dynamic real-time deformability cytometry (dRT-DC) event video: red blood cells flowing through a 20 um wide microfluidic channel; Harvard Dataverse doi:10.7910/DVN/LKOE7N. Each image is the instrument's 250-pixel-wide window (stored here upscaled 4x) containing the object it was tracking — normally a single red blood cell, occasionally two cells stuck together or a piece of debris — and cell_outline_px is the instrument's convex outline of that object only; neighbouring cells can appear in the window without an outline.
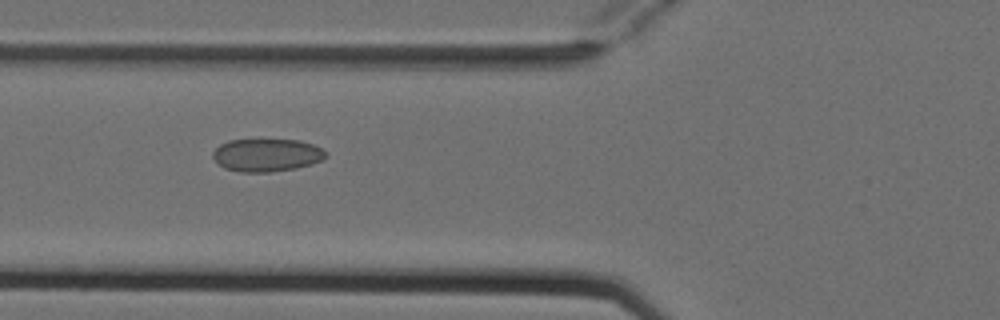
{"species": "Egyptian fruit bat (a non-hibernating species)", "species_latin": "Rousettus aegyptiacus", "temperature_condition": "cold", "stored_images_in_passage": 7, "camera_frame_rate_fps": 3000, "um_per_image_px": 0.085, "animal": {"sex": "female"}, "frame": {"image": 1, "passage_image": 6, "time_ms": 1.667, "image_size_px": [1000, 320], "cell_outline_px": [[328, 152], [320, 160], [312, 164], [296, 168], [272, 172], [240, 172], [224, 168], [212, 156], [212, 152], [220, 144], [228, 140], [300, 140], [312, 144]], "centroid_in_image_um": [22.65, 13.18], "position_along_channel_um": 103.1, "area_um2": 21.5}}
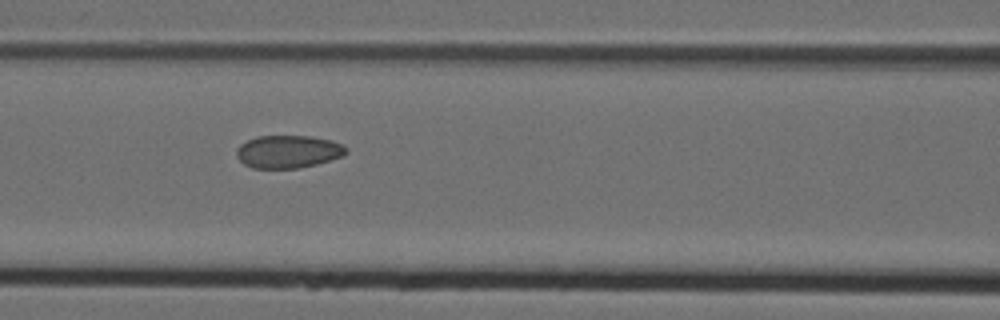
{"frame": {"image": 2, "passage_image": 7, "time_ms": 2.0, "image_size_px": [1000, 320], "cell_outline_px": [[348, 152], [340, 156], [316, 164], [296, 168], [252, 168], [244, 164], [236, 156], [236, 148], [240, 144], [256, 136], [312, 136], [332, 140], [348, 148]], "centroid_in_image_um": [24.46, 12.88], "position_along_channel_um": 142.1, "area_um2": 20.87}}